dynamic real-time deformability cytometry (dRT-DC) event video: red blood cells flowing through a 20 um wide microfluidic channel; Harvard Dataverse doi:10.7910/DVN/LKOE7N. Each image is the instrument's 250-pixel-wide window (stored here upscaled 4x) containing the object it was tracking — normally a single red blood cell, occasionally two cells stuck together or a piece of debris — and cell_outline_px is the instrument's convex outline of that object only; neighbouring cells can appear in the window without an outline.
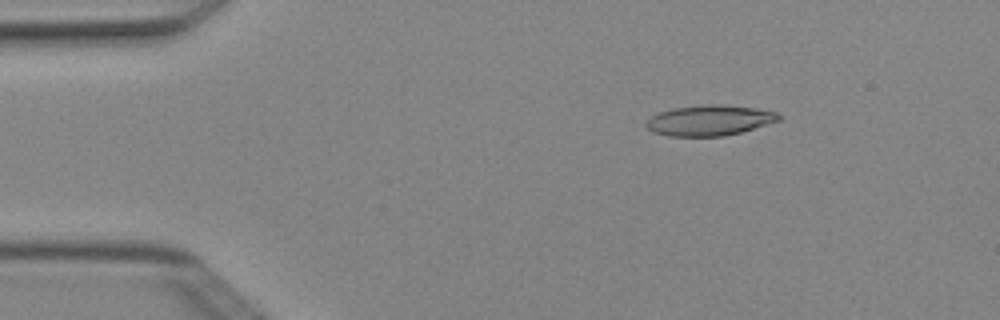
{"species": "Egyptian fruit bat (a non-hibernating species)", "species_latin": "Rousettus aegyptiacus", "temperature_condition": "cold", "stored_images_in_passage": 4, "camera_frame_rate_fps": 3000, "um_per_image_px": 0.085, "animal": {"sex": "female"}, "frame": {"image": 1, "passage_image": 2, "time_ms": 0.333, "image_size_px": [1000, 320], "cell_outline_px": [[784, 116], [780, 120], [740, 132], [724, 136], [668, 136], [656, 132], [648, 128], [644, 124], [652, 116], [660, 112], [672, 108], [708, 104], [720, 104], [756, 108], [776, 112]], "centroid_in_image_um": [60.33, 10.22], "position_along_channel_um": 24.7, "area_um2": 23.41}}
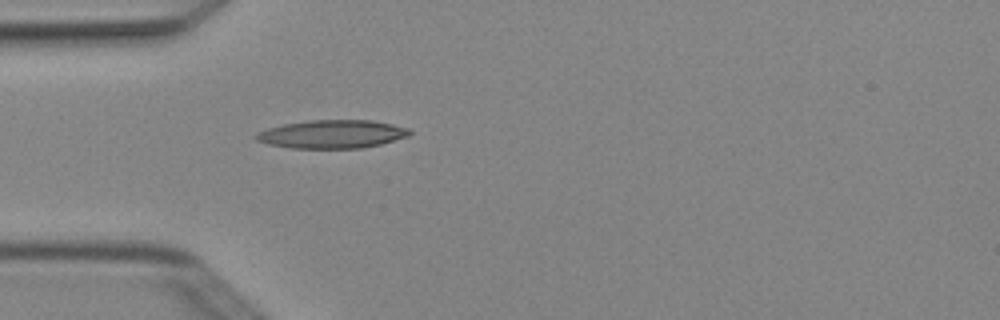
{"frame": {"image": 2, "passage_image": 4, "time_ms": 1.0, "image_size_px": [1000, 320], "cell_outline_px": [[412, 132], [408, 136], [380, 144], [360, 148], [292, 148], [268, 144], [256, 140], [252, 136], [256, 132], [268, 128], [284, 124], [308, 120], [372, 120], [392, 124], [408, 128]], "centroid_in_image_um": [28.19, 11.4], "position_along_channel_um": 56.8, "area_um2": 25.32}}